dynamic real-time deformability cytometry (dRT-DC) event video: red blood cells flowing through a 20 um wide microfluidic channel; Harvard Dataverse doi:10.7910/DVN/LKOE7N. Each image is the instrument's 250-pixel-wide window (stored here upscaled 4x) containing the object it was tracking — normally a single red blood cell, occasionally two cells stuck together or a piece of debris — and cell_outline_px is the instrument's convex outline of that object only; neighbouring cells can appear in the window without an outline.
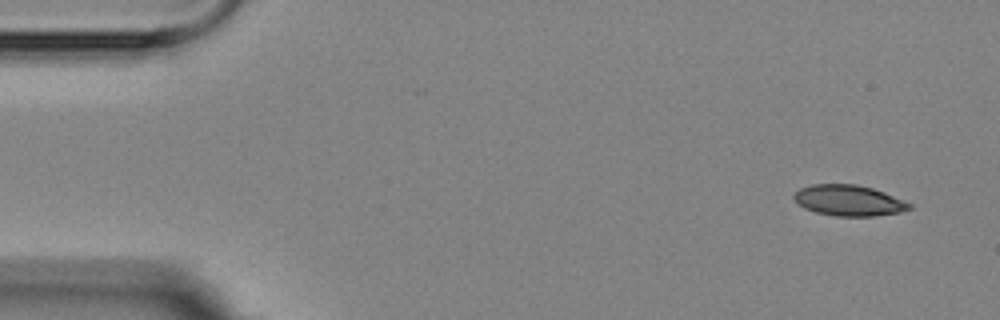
{"species": "Egyptian fruit bat (a non-hibernating species)", "species_latin": "Rousettus aegyptiacus", "temperature_condition": "room temperature", "stored_images_in_passage": 16, "segment_of_instrument_passage": [1, 2], "camera_frame_rate_fps": 3000, "um_per_image_px": 0.085, "animal": {"sex": "female"}, "frame": {"image": 1, "passage_image": 1, "time_ms": 0.0, "image_size_px": [1000, 320], "cell_outline_px": [[912, 208], [900, 212], [876, 216], [836, 216], [816, 212], [804, 208], [792, 196], [800, 188], [812, 184], [856, 184], [872, 188], [884, 192], [912, 204]], "centroid_in_image_um": [72.16, 17.04], "position_along_channel_um": 12.8, "area_um2": 20.63}}
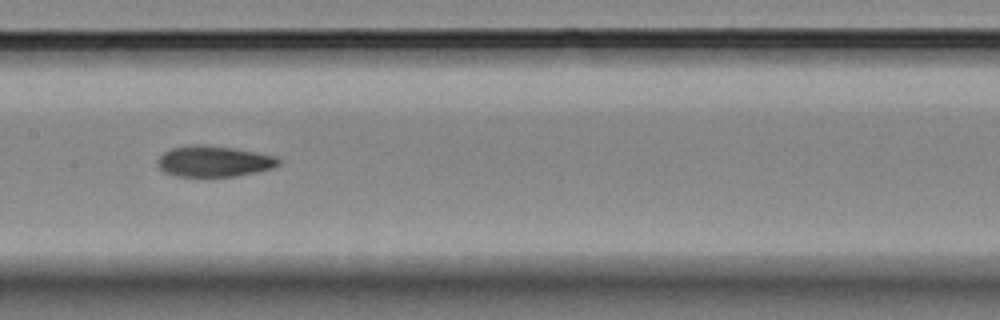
{"frame": {"image": 2, "passage_image": 8, "time_ms": 8.0, "image_size_px": [1000, 320], "cell_outline_px": [[280, 164], [272, 168], [236, 176], [176, 176], [164, 172], [156, 164], [156, 160], [164, 152], [172, 148], [192, 144], [208, 144], [236, 148], [276, 156], [280, 160]], "centroid_in_image_um": [18.16, 13.69], "position_along_channel_um": 189.2, "area_um2": 21.96}}
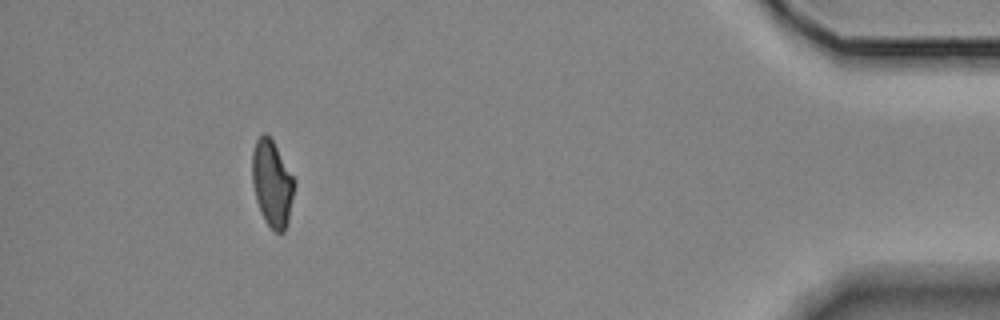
{"frame": {"image": 3, "passage_image": 14, "time_ms": 16.0, "image_size_px": [1000, 320], "cell_outline_px": [[296, 184], [288, 220], [284, 232], [276, 232], [264, 220], [260, 212], [256, 200], [252, 184], [252, 152], [256, 140], [264, 132], [272, 140], [296, 180]], "centroid_in_image_um": [23.13, 15.6], "position_along_channel_um": 412.1, "area_um2": 21.27}}